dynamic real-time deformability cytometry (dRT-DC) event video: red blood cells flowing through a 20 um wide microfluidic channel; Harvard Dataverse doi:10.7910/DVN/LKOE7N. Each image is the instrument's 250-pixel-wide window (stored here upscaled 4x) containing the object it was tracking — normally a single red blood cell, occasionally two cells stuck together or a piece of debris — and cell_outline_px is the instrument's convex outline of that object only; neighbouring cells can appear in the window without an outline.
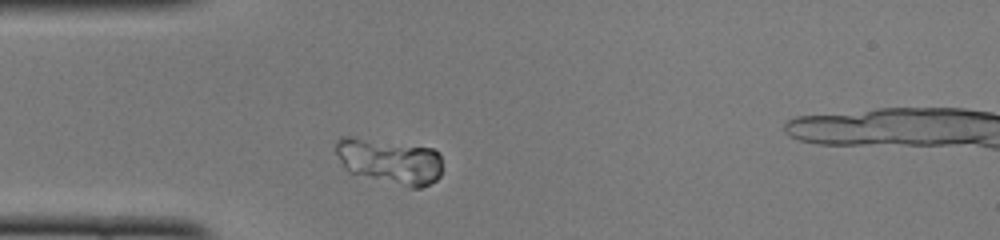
{"species": "common noctule bat (a hibernating species)", "species_latin": "Nyctalus noctula", "temperature_condition": "cold", "stored_images_in_passage": 39, "camera_frame_rate_fps": 3000, "um_per_image_px": 0.085, "animal": {"sex": "female", "body_mass_g": 22.0, "forearm_length_mm": 56.7}, "frame": {"image": 1, "passage_image": 1, "time_ms": 0.0, "image_size_px": [1000, 240], "cell_outline_px": [[440, 176], [436, 180], [420, 188], [412, 188], [348, 172], [340, 160], [336, 152], [336, 140], [340, 136], [348, 136], [432, 148], [440, 152]], "centroid_in_image_um": [33.11, 13.7], "position_along_channel_um": 51.9, "area_um2": 27.92}}
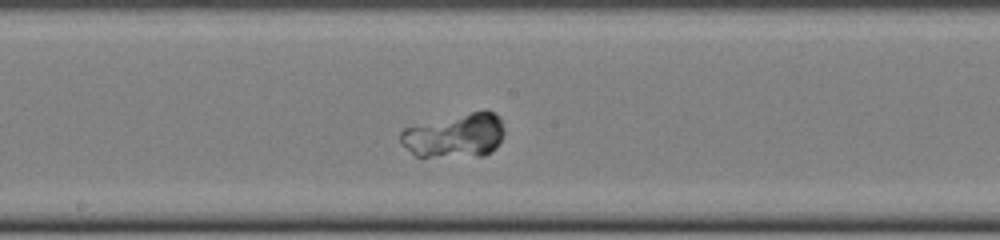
{"frame": {"image": 2, "passage_image": 14, "time_ms": 4.333, "image_size_px": [1000, 240], "cell_outline_px": [[504, 136], [496, 148], [484, 156], [416, 156], [400, 144], [400, 132], [404, 128], [472, 112], [492, 112], [500, 120], [504, 128]], "centroid_in_image_um": [38.67, 11.56], "position_along_channel_um": 209.5, "area_um2": 26.18}}
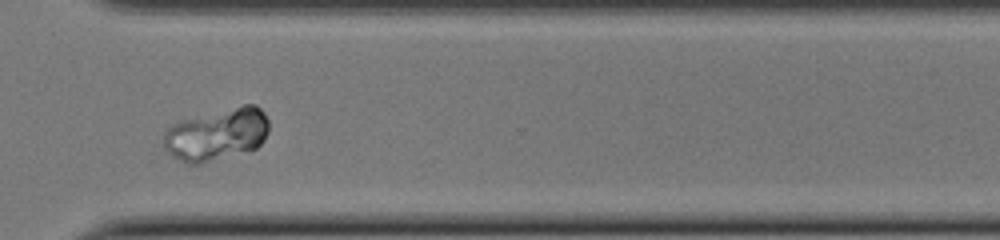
{"frame": {"image": 3, "passage_image": 25, "time_ms": 8.0, "image_size_px": [1000, 240], "cell_outline_px": [[268, 132], [264, 140], [256, 148], [200, 164], [188, 164], [172, 156], [164, 148], [164, 132], [172, 124], [184, 120], [244, 104], [256, 104], [264, 112], [268, 120]], "centroid_in_image_um": [18.44, 11.42], "position_along_channel_um": 352.2, "area_um2": 31.73}}